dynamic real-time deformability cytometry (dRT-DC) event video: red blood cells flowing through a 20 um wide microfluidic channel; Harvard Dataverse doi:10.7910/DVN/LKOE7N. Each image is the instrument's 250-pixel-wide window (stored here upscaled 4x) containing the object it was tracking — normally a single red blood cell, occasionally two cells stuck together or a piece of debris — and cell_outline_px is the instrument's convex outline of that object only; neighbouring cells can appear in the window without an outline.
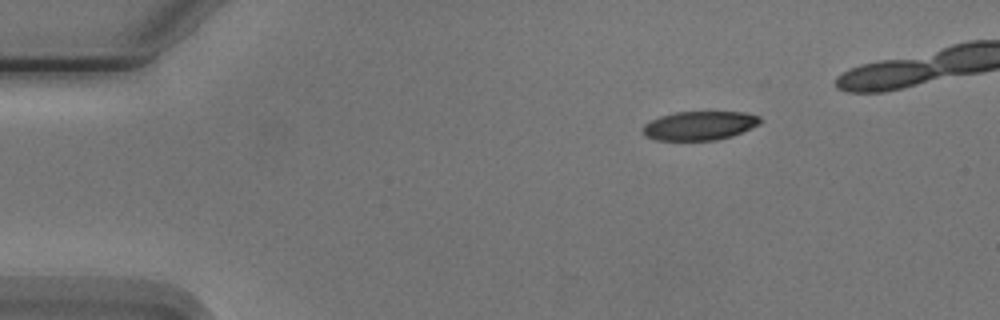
{"species": "Egyptian fruit bat (a non-hibernating species)", "species_latin": "Rousettus aegyptiacus", "temperature_condition": "cold", "stored_images_in_passage": 4, "camera_frame_rate_fps": 3000, "um_per_image_px": 0.085, "animal": {"sex": "male"}, "frame": {"image": 1, "passage_image": 1, "time_ms": 0.0, "image_size_px": [1000, 320], "cell_outline_px": [[764, 120], [760, 124], [732, 136], [716, 140], [656, 140], [644, 136], [640, 128], [644, 124], [660, 116], [676, 112], [744, 112], [760, 116]], "centroid_in_image_um": [59.45, 10.68], "position_along_channel_um": 25.5, "area_um2": 19.94}}